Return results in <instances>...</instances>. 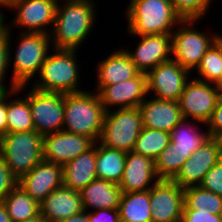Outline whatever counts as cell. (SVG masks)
Returning a JSON list of instances; mask_svg holds the SVG:
<instances>
[{"label":"cell","mask_w":222,"mask_h":222,"mask_svg":"<svg viewBox=\"0 0 222 222\" xmlns=\"http://www.w3.org/2000/svg\"><path fill=\"white\" fill-rule=\"evenodd\" d=\"M59 1L53 28L49 34L52 48L78 50L81 44L86 42L95 26L94 23L97 22V3L94 0Z\"/></svg>","instance_id":"6da1fadb"},{"label":"cell","mask_w":222,"mask_h":222,"mask_svg":"<svg viewBox=\"0 0 222 222\" xmlns=\"http://www.w3.org/2000/svg\"><path fill=\"white\" fill-rule=\"evenodd\" d=\"M126 8L130 35L172 34L183 20L171 0H130Z\"/></svg>","instance_id":"7a4b0ae2"},{"label":"cell","mask_w":222,"mask_h":222,"mask_svg":"<svg viewBox=\"0 0 222 222\" xmlns=\"http://www.w3.org/2000/svg\"><path fill=\"white\" fill-rule=\"evenodd\" d=\"M8 34L9 41V64L12 65V74L10 79L9 88H17L19 86L29 85L28 82L32 81L31 78L36 79L38 76L42 64L45 62L46 56L51 49V40L49 34L41 33H24L20 32V36L17 35L18 43L16 45V50L11 53V37L13 34L11 28L4 29ZM11 58V59H10ZM13 60V61H12ZM12 61V62H11Z\"/></svg>","instance_id":"3957f363"},{"label":"cell","mask_w":222,"mask_h":222,"mask_svg":"<svg viewBox=\"0 0 222 222\" xmlns=\"http://www.w3.org/2000/svg\"><path fill=\"white\" fill-rule=\"evenodd\" d=\"M81 91L64 94L63 131L99 141L105 110L97 92Z\"/></svg>","instance_id":"277c9868"},{"label":"cell","mask_w":222,"mask_h":222,"mask_svg":"<svg viewBox=\"0 0 222 222\" xmlns=\"http://www.w3.org/2000/svg\"><path fill=\"white\" fill-rule=\"evenodd\" d=\"M49 52L42 64L38 79L32 87L45 92L70 94L84 91L81 81L76 49H56ZM54 52V53H52ZM52 53V54H51ZM80 87V88H79Z\"/></svg>","instance_id":"5b68a950"},{"label":"cell","mask_w":222,"mask_h":222,"mask_svg":"<svg viewBox=\"0 0 222 222\" xmlns=\"http://www.w3.org/2000/svg\"><path fill=\"white\" fill-rule=\"evenodd\" d=\"M0 156L19 180L43 160V135L35 130L7 133L0 137Z\"/></svg>","instance_id":"8992f818"},{"label":"cell","mask_w":222,"mask_h":222,"mask_svg":"<svg viewBox=\"0 0 222 222\" xmlns=\"http://www.w3.org/2000/svg\"><path fill=\"white\" fill-rule=\"evenodd\" d=\"M199 19H183L172 32V60L192 72L199 66L202 57L222 36L212 33L211 36L194 27ZM194 27V28H193Z\"/></svg>","instance_id":"52a82bcc"},{"label":"cell","mask_w":222,"mask_h":222,"mask_svg":"<svg viewBox=\"0 0 222 222\" xmlns=\"http://www.w3.org/2000/svg\"><path fill=\"white\" fill-rule=\"evenodd\" d=\"M143 128L139 107L122 108L105 112L99 142L124 152L133 151Z\"/></svg>","instance_id":"ba28073f"},{"label":"cell","mask_w":222,"mask_h":222,"mask_svg":"<svg viewBox=\"0 0 222 222\" xmlns=\"http://www.w3.org/2000/svg\"><path fill=\"white\" fill-rule=\"evenodd\" d=\"M220 97L216 84L190 78L178 101L183 118L206 125Z\"/></svg>","instance_id":"9c48e42d"},{"label":"cell","mask_w":222,"mask_h":222,"mask_svg":"<svg viewBox=\"0 0 222 222\" xmlns=\"http://www.w3.org/2000/svg\"><path fill=\"white\" fill-rule=\"evenodd\" d=\"M28 102L37 133L44 136L63 130L64 94L32 87L28 92Z\"/></svg>","instance_id":"30bf717a"},{"label":"cell","mask_w":222,"mask_h":222,"mask_svg":"<svg viewBox=\"0 0 222 222\" xmlns=\"http://www.w3.org/2000/svg\"><path fill=\"white\" fill-rule=\"evenodd\" d=\"M57 4L58 0H17L10 8L16 11L13 23H6L5 28H12L13 31V26H16L23 29L24 33L50 34Z\"/></svg>","instance_id":"8fae6325"},{"label":"cell","mask_w":222,"mask_h":222,"mask_svg":"<svg viewBox=\"0 0 222 222\" xmlns=\"http://www.w3.org/2000/svg\"><path fill=\"white\" fill-rule=\"evenodd\" d=\"M222 158V140L209 137L184 162L178 174L172 179L181 188L198 186L206 173Z\"/></svg>","instance_id":"7c38bea8"},{"label":"cell","mask_w":222,"mask_h":222,"mask_svg":"<svg viewBox=\"0 0 222 222\" xmlns=\"http://www.w3.org/2000/svg\"><path fill=\"white\" fill-rule=\"evenodd\" d=\"M191 73L174 60L161 63L147 76V93L160 100L179 101ZM151 92V93H150Z\"/></svg>","instance_id":"4fadbf2b"},{"label":"cell","mask_w":222,"mask_h":222,"mask_svg":"<svg viewBox=\"0 0 222 222\" xmlns=\"http://www.w3.org/2000/svg\"><path fill=\"white\" fill-rule=\"evenodd\" d=\"M94 90L106 112L111 111L113 106L119 109L139 107L148 97L147 76L139 72L133 78L112 85L96 86Z\"/></svg>","instance_id":"5bb4252c"},{"label":"cell","mask_w":222,"mask_h":222,"mask_svg":"<svg viewBox=\"0 0 222 222\" xmlns=\"http://www.w3.org/2000/svg\"><path fill=\"white\" fill-rule=\"evenodd\" d=\"M152 222H181L184 193L173 180L159 179L150 188Z\"/></svg>","instance_id":"9a60e30c"},{"label":"cell","mask_w":222,"mask_h":222,"mask_svg":"<svg viewBox=\"0 0 222 222\" xmlns=\"http://www.w3.org/2000/svg\"><path fill=\"white\" fill-rule=\"evenodd\" d=\"M140 41L135 50H125L140 73L147 74L161 63L172 60V35H132Z\"/></svg>","instance_id":"2e32d148"},{"label":"cell","mask_w":222,"mask_h":222,"mask_svg":"<svg viewBox=\"0 0 222 222\" xmlns=\"http://www.w3.org/2000/svg\"><path fill=\"white\" fill-rule=\"evenodd\" d=\"M95 142L78 134L59 131L43 136V160L64 165L90 149Z\"/></svg>","instance_id":"e0dca14e"},{"label":"cell","mask_w":222,"mask_h":222,"mask_svg":"<svg viewBox=\"0 0 222 222\" xmlns=\"http://www.w3.org/2000/svg\"><path fill=\"white\" fill-rule=\"evenodd\" d=\"M18 185L39 204L63 186L62 165L42 160L18 180Z\"/></svg>","instance_id":"ac0fdd59"},{"label":"cell","mask_w":222,"mask_h":222,"mask_svg":"<svg viewBox=\"0 0 222 222\" xmlns=\"http://www.w3.org/2000/svg\"><path fill=\"white\" fill-rule=\"evenodd\" d=\"M158 180L152 159L133 151L127 152L123 176L119 183L122 193L149 190Z\"/></svg>","instance_id":"d6986e66"},{"label":"cell","mask_w":222,"mask_h":222,"mask_svg":"<svg viewBox=\"0 0 222 222\" xmlns=\"http://www.w3.org/2000/svg\"><path fill=\"white\" fill-rule=\"evenodd\" d=\"M142 115V125L146 128L162 130L171 133L184 119L179 103L173 100H160L151 97L139 105Z\"/></svg>","instance_id":"ffe728a7"},{"label":"cell","mask_w":222,"mask_h":222,"mask_svg":"<svg viewBox=\"0 0 222 222\" xmlns=\"http://www.w3.org/2000/svg\"><path fill=\"white\" fill-rule=\"evenodd\" d=\"M39 207L47 222H60L84 211L80 192L64 185L48 194Z\"/></svg>","instance_id":"44dd1931"},{"label":"cell","mask_w":222,"mask_h":222,"mask_svg":"<svg viewBox=\"0 0 222 222\" xmlns=\"http://www.w3.org/2000/svg\"><path fill=\"white\" fill-rule=\"evenodd\" d=\"M63 185L75 191H81L97 179L96 143L86 152L62 166Z\"/></svg>","instance_id":"7402d4cb"},{"label":"cell","mask_w":222,"mask_h":222,"mask_svg":"<svg viewBox=\"0 0 222 222\" xmlns=\"http://www.w3.org/2000/svg\"><path fill=\"white\" fill-rule=\"evenodd\" d=\"M97 86L119 83L135 77L139 71L125 49H118L97 64Z\"/></svg>","instance_id":"603a6c76"},{"label":"cell","mask_w":222,"mask_h":222,"mask_svg":"<svg viewBox=\"0 0 222 222\" xmlns=\"http://www.w3.org/2000/svg\"><path fill=\"white\" fill-rule=\"evenodd\" d=\"M83 210L89 212L98 209H117L122 196V190L118 184L95 179L80 191Z\"/></svg>","instance_id":"cb8c5ba5"},{"label":"cell","mask_w":222,"mask_h":222,"mask_svg":"<svg viewBox=\"0 0 222 222\" xmlns=\"http://www.w3.org/2000/svg\"><path fill=\"white\" fill-rule=\"evenodd\" d=\"M127 153L96 142V171L99 179L121 182Z\"/></svg>","instance_id":"d4e9b609"},{"label":"cell","mask_w":222,"mask_h":222,"mask_svg":"<svg viewBox=\"0 0 222 222\" xmlns=\"http://www.w3.org/2000/svg\"><path fill=\"white\" fill-rule=\"evenodd\" d=\"M24 88L26 85L7 90V133L35 130L28 102V92L27 95H24L25 98L18 97L13 100L9 98V96L17 95L18 92L21 93Z\"/></svg>","instance_id":"484cf974"},{"label":"cell","mask_w":222,"mask_h":222,"mask_svg":"<svg viewBox=\"0 0 222 222\" xmlns=\"http://www.w3.org/2000/svg\"><path fill=\"white\" fill-rule=\"evenodd\" d=\"M118 210L120 222H152L150 189L122 193Z\"/></svg>","instance_id":"4316f807"},{"label":"cell","mask_w":222,"mask_h":222,"mask_svg":"<svg viewBox=\"0 0 222 222\" xmlns=\"http://www.w3.org/2000/svg\"><path fill=\"white\" fill-rule=\"evenodd\" d=\"M201 124L183 119L170 133L172 148L181 154H192L210 137L207 131L198 130Z\"/></svg>","instance_id":"83f0119b"},{"label":"cell","mask_w":222,"mask_h":222,"mask_svg":"<svg viewBox=\"0 0 222 222\" xmlns=\"http://www.w3.org/2000/svg\"><path fill=\"white\" fill-rule=\"evenodd\" d=\"M12 222H22L40 215L39 203L18 184L3 200Z\"/></svg>","instance_id":"f1b7e54d"},{"label":"cell","mask_w":222,"mask_h":222,"mask_svg":"<svg viewBox=\"0 0 222 222\" xmlns=\"http://www.w3.org/2000/svg\"><path fill=\"white\" fill-rule=\"evenodd\" d=\"M184 209L204 210L209 213L222 215V196L198 186L183 189Z\"/></svg>","instance_id":"f546056e"},{"label":"cell","mask_w":222,"mask_h":222,"mask_svg":"<svg viewBox=\"0 0 222 222\" xmlns=\"http://www.w3.org/2000/svg\"><path fill=\"white\" fill-rule=\"evenodd\" d=\"M170 142V133L143 127L135 142L133 152L155 161Z\"/></svg>","instance_id":"4dcf8cb0"},{"label":"cell","mask_w":222,"mask_h":222,"mask_svg":"<svg viewBox=\"0 0 222 222\" xmlns=\"http://www.w3.org/2000/svg\"><path fill=\"white\" fill-rule=\"evenodd\" d=\"M198 79L211 84H218L222 78V36L210 47L196 68Z\"/></svg>","instance_id":"1f68e13d"},{"label":"cell","mask_w":222,"mask_h":222,"mask_svg":"<svg viewBox=\"0 0 222 222\" xmlns=\"http://www.w3.org/2000/svg\"><path fill=\"white\" fill-rule=\"evenodd\" d=\"M191 155L192 154H181L169 144L154 161L158 178L172 180Z\"/></svg>","instance_id":"d6a6232c"},{"label":"cell","mask_w":222,"mask_h":222,"mask_svg":"<svg viewBox=\"0 0 222 222\" xmlns=\"http://www.w3.org/2000/svg\"><path fill=\"white\" fill-rule=\"evenodd\" d=\"M213 0H171L182 19L201 20L207 14Z\"/></svg>","instance_id":"836d02e7"},{"label":"cell","mask_w":222,"mask_h":222,"mask_svg":"<svg viewBox=\"0 0 222 222\" xmlns=\"http://www.w3.org/2000/svg\"><path fill=\"white\" fill-rule=\"evenodd\" d=\"M200 186L222 196V158L206 173Z\"/></svg>","instance_id":"e575fe53"},{"label":"cell","mask_w":222,"mask_h":222,"mask_svg":"<svg viewBox=\"0 0 222 222\" xmlns=\"http://www.w3.org/2000/svg\"><path fill=\"white\" fill-rule=\"evenodd\" d=\"M9 41H8V34L7 32L4 30L1 34H0V91H7V90H11L14 88H8L6 87L7 85H5L6 83H3L6 74H8L6 71H8V67H10L9 65Z\"/></svg>","instance_id":"d590c367"},{"label":"cell","mask_w":222,"mask_h":222,"mask_svg":"<svg viewBox=\"0 0 222 222\" xmlns=\"http://www.w3.org/2000/svg\"><path fill=\"white\" fill-rule=\"evenodd\" d=\"M18 184V179L12 174L10 168L6 165L0 156V203L8 193Z\"/></svg>","instance_id":"8d00e7d4"},{"label":"cell","mask_w":222,"mask_h":222,"mask_svg":"<svg viewBox=\"0 0 222 222\" xmlns=\"http://www.w3.org/2000/svg\"><path fill=\"white\" fill-rule=\"evenodd\" d=\"M205 126L211 138L222 140V96L218 100L212 116Z\"/></svg>","instance_id":"74e56055"},{"label":"cell","mask_w":222,"mask_h":222,"mask_svg":"<svg viewBox=\"0 0 222 222\" xmlns=\"http://www.w3.org/2000/svg\"><path fill=\"white\" fill-rule=\"evenodd\" d=\"M181 222H222V215L204 210L184 209Z\"/></svg>","instance_id":"f35d334b"},{"label":"cell","mask_w":222,"mask_h":222,"mask_svg":"<svg viewBox=\"0 0 222 222\" xmlns=\"http://www.w3.org/2000/svg\"><path fill=\"white\" fill-rule=\"evenodd\" d=\"M91 212V213H90ZM88 214L89 222H120L119 210L117 209H98L91 210Z\"/></svg>","instance_id":"ab89813d"},{"label":"cell","mask_w":222,"mask_h":222,"mask_svg":"<svg viewBox=\"0 0 222 222\" xmlns=\"http://www.w3.org/2000/svg\"><path fill=\"white\" fill-rule=\"evenodd\" d=\"M7 134V91H0V137Z\"/></svg>","instance_id":"60d3db41"},{"label":"cell","mask_w":222,"mask_h":222,"mask_svg":"<svg viewBox=\"0 0 222 222\" xmlns=\"http://www.w3.org/2000/svg\"><path fill=\"white\" fill-rule=\"evenodd\" d=\"M60 222H89V217L86 211H82L76 215L70 216Z\"/></svg>","instance_id":"b9f144b4"},{"label":"cell","mask_w":222,"mask_h":222,"mask_svg":"<svg viewBox=\"0 0 222 222\" xmlns=\"http://www.w3.org/2000/svg\"><path fill=\"white\" fill-rule=\"evenodd\" d=\"M0 222H12L3 202L0 203Z\"/></svg>","instance_id":"7bdbcfd3"},{"label":"cell","mask_w":222,"mask_h":222,"mask_svg":"<svg viewBox=\"0 0 222 222\" xmlns=\"http://www.w3.org/2000/svg\"><path fill=\"white\" fill-rule=\"evenodd\" d=\"M17 0H0V8L10 9Z\"/></svg>","instance_id":"ee69618b"},{"label":"cell","mask_w":222,"mask_h":222,"mask_svg":"<svg viewBox=\"0 0 222 222\" xmlns=\"http://www.w3.org/2000/svg\"><path fill=\"white\" fill-rule=\"evenodd\" d=\"M6 16L4 15L3 12L0 10V34L4 31L5 26H6Z\"/></svg>","instance_id":"f6af8a7d"},{"label":"cell","mask_w":222,"mask_h":222,"mask_svg":"<svg viewBox=\"0 0 222 222\" xmlns=\"http://www.w3.org/2000/svg\"><path fill=\"white\" fill-rule=\"evenodd\" d=\"M22 222H47V220L44 217H42L41 215H38L33 219L24 220Z\"/></svg>","instance_id":"bcb514c9"},{"label":"cell","mask_w":222,"mask_h":222,"mask_svg":"<svg viewBox=\"0 0 222 222\" xmlns=\"http://www.w3.org/2000/svg\"><path fill=\"white\" fill-rule=\"evenodd\" d=\"M217 89L220 91V95L222 96V78L217 84Z\"/></svg>","instance_id":"7dc6e473"}]
</instances>
